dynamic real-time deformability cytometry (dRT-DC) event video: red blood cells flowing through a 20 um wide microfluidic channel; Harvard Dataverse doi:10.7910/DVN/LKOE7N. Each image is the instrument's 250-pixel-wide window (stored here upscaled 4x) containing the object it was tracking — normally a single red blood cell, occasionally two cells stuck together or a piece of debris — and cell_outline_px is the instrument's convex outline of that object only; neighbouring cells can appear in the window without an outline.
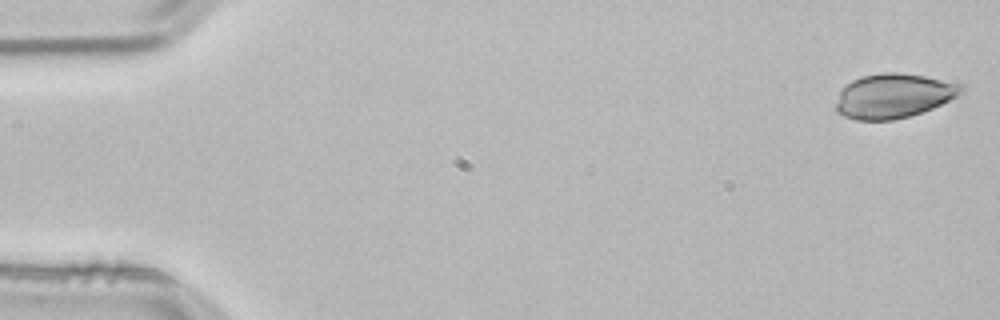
{"species": "common noctule bat (a hibernating species)", "species_latin": "Nyctalus noctula", "temperature_condition": "room temperature", "stored_images_in_passage": 52, "camera_frame_rate_fps": 3000, "um_per_image_px": 0.085, "animal": {"sex": "male", "body_mass_g": 21.5, "forearm_length_mm": 52.0}, "frame": {"image": 1, "passage_image": 1, "time_ms": 0.0, "image_size_px": [1000, 320], "cell_outline_px": [[964, 88], [956, 96], [932, 108], [908, 116], [892, 120], [856, 120], [844, 116], [836, 112], [836, 104], [840, 92], [852, 80], [860, 76], [884, 72], [896, 72], [924, 76], [964, 84]], "centroid_in_image_um": [75.93, 8.14], "position_along_channel_um": 9.1, "area_um2": 32.14}}
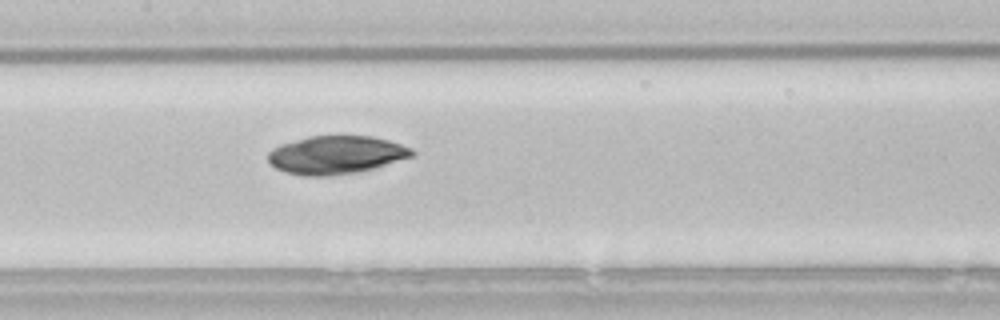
{"frame": {"image": 2, "passage_image": 25, "time_ms": 8.0, "image_size_px": [1000, 320], "cell_outline_px": [[416, 152], [412, 156], [372, 168], [356, 172], [328, 176], [300, 176], [284, 172], [276, 168], [268, 160], [268, 152], [272, 148], [308, 136], [372, 136], [388, 140], [412, 148]], "centroid_in_image_um": [28.54, 13.17], "position_along_channel_um": 178.9, "area_um2": 31.73}}
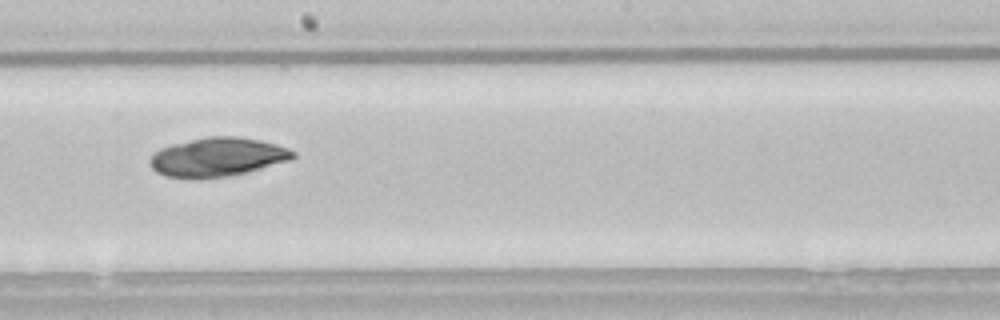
{"frame": {"image": 3, "passage_image": 29, "time_ms": 9.333, "image_size_px": [1000, 320], "cell_outline_px": [[296, 156], [288, 160], [248, 172], [232, 176], [204, 180], [188, 180], [164, 176], [156, 172], [152, 168], [148, 160], [160, 148], [172, 144], [204, 136], [240, 136], [260, 140], [276, 144], [288, 148], [296, 152]], "centroid_in_image_um": [18.44, 13.38], "position_along_channel_um": 229.8, "area_um2": 33.18}}